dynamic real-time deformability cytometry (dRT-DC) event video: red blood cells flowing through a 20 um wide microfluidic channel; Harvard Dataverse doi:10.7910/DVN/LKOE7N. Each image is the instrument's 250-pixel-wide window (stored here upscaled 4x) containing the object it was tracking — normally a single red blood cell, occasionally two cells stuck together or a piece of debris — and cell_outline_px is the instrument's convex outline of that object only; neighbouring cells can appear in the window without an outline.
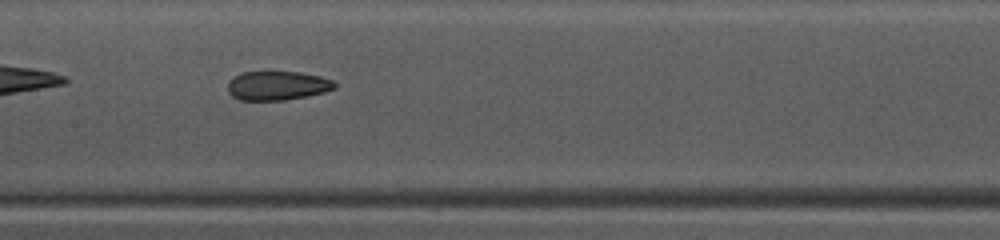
{"species": "common noctule bat (a hibernating species)", "species_latin": "Nyctalus noctula", "temperature_condition": "warm", "stored_images_in_passage": 34, "camera_frame_rate_fps": 3000, "um_per_image_px": 0.085, "animal": {"sex": "female", "body_mass_g": 10.0, "forearm_length_mm": 53.1}, "frame": {"image": 1, "passage_image": 10, "time_ms": 3.0, "image_size_px": [1000, 240], "cell_outline_px": [[336, 88], [324, 92], [308, 96], [284, 100], [240, 100], [232, 96], [228, 92], [228, 80], [240, 72], [300, 72], [320, 76], [332, 80], [336, 84]], "centroid_in_image_um": [23.56, 7.28], "position_along_channel_um": 183.8, "area_um2": 18.21}}
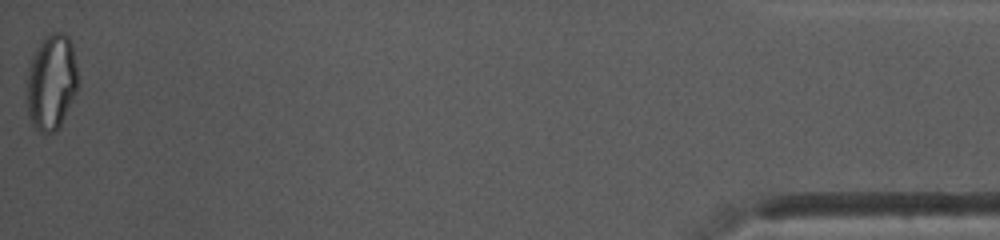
{"frame": {"image": 2, "passage_image": 34, "time_ms": 11.0, "image_size_px": [1000, 240], "cell_outline_px": [[80, 84], [60, 128], [56, 132], [44, 136], [32, 124], [28, 116], [28, 64], [32, 56], [44, 36], [52, 32], [60, 32], [68, 36], [72, 44]], "centroid_in_image_um": [4.4, 7.02], "position_along_channel_um": 430.8, "area_um2": 29.07}, "authors_computed_cell_mechanics": {"area_um2": 18.8428, "velocity_mm_per_s": 4.1666, "shape_relaxation_time_tau1_ms": 10.7853, "shape_relaxation_time_tau2_ms": 1.7865, "deformation_change_tau1": 0.2593, "deformation_change_tau2": 0.089}}